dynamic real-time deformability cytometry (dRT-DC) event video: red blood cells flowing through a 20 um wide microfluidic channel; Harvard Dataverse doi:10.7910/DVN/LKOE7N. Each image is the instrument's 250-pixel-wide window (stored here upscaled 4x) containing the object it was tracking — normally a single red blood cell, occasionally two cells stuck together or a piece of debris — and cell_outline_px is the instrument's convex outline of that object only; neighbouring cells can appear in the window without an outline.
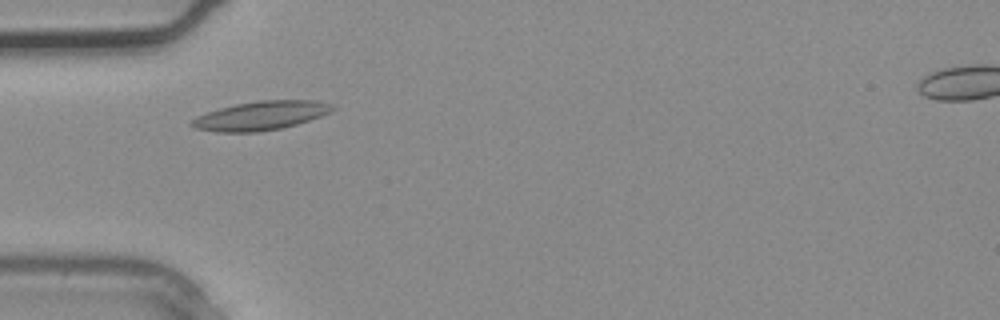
{"species": "common noctule bat (a hibernating species)", "species_latin": "Nyctalus noctula", "temperature_condition": "warm", "stored_images_in_passage": 1, "camera_frame_rate_fps": 3000, "um_per_image_px": 0.085, "animal": {"sex": "male", "body_mass_g": 20.4}, "frame": {"image": 1, "passage_image": 1, "time_ms": 0.0, "image_size_px": [1000, 320], "cell_outline_px": [[336, 108], [332, 112], [296, 124], [280, 128], [256, 132], [216, 132], [196, 128], [188, 124], [196, 116], [220, 108], [236, 104], [260, 100], [312, 100], [332, 104]], "centroid_in_image_um": [22.16, 9.83], "position_along_channel_um": 62.8, "area_um2": 23.52}}